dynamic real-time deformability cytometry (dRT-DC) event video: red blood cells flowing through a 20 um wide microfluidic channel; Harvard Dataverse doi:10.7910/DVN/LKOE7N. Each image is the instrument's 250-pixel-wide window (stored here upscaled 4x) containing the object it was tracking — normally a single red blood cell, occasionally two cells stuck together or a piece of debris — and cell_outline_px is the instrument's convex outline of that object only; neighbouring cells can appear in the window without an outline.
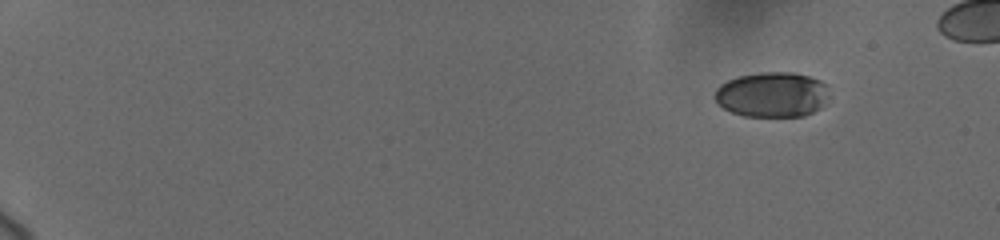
{"species": "human", "species_latin": "Homo sapiens", "temperature_condition": "cold", "stored_images_in_passage": 15, "camera_frame_rate_fps": 3000, "um_per_image_px": 0.085, "donor": {"sex": "female"}, "frame": {"image": 1, "passage_image": 1, "time_ms": 0.0, "image_size_px": [1000, 240], "cell_outline_px": [[828, 96], [824, 104], [820, 108], [804, 116], [744, 116], [732, 112], [724, 108], [712, 96], [716, 88], [720, 84], [736, 76], [760, 72], [792, 72], [808, 76], [820, 80], [828, 84]], "centroid_in_image_um": [65.63, 8.03], "position_along_channel_um": 19.4, "area_um2": 30.35}}
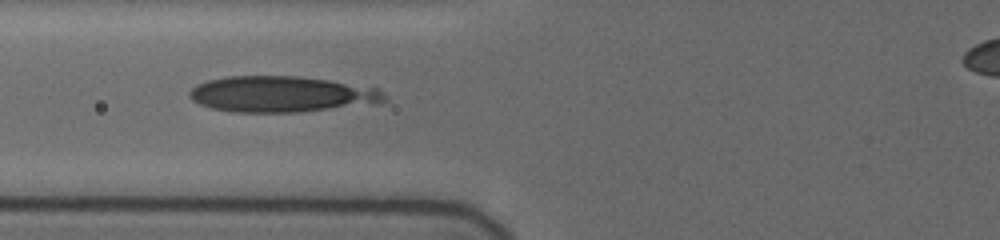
{"frame": {"image": 2, "passage_image": 12, "time_ms": 6.667, "image_size_px": [1000, 240], "cell_outline_px": [[384, 100], [376, 104], [300, 112], [232, 112], [212, 108], [200, 104], [192, 100], [188, 96], [188, 92], [196, 84], [208, 80], [228, 76], [296, 76], [328, 80], [376, 88], [384, 96]], "centroid_in_image_um": [23.87, 8.01], "position_along_channel_um": 101.9, "area_um2": 40.75}}
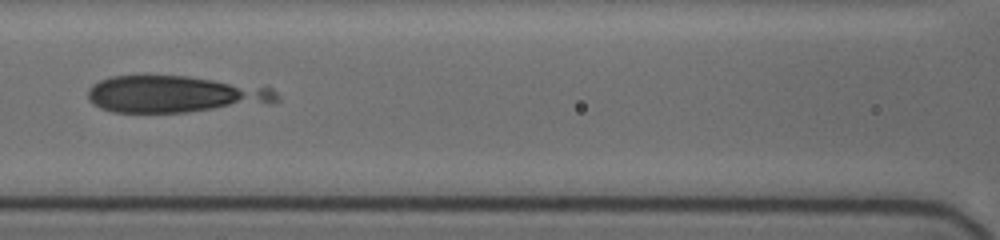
{"frame": {"image": 3, "passage_image": 14, "time_ms": 8.0, "image_size_px": [1000, 240], "cell_outline_px": [[244, 96], [228, 104], [212, 108], [188, 112], [112, 112], [100, 108], [92, 104], [88, 100], [88, 88], [92, 84], [100, 80], [112, 76], [188, 76], [212, 80], [228, 84], [244, 92]], "centroid_in_image_um": [13.65, 7.99], "position_along_channel_um": 153.0, "area_um2": 34.1}}